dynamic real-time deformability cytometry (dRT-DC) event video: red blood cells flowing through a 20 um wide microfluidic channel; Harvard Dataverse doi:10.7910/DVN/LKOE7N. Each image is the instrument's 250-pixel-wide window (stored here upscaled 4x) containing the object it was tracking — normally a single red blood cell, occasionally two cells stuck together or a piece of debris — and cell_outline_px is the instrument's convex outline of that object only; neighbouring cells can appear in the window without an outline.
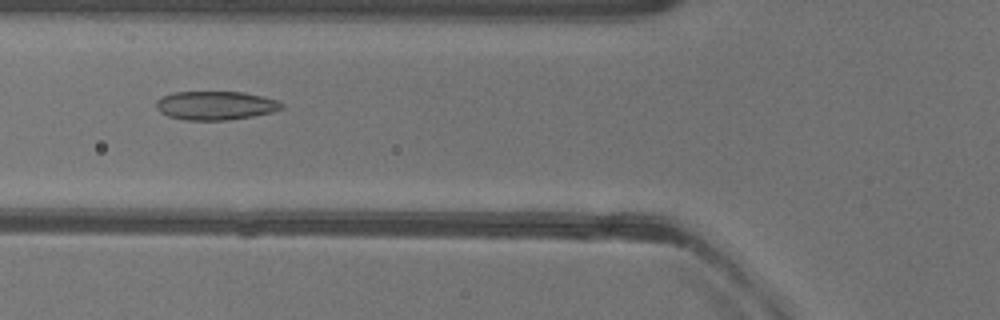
{"species": "common noctule bat (a hibernating species)", "species_latin": "Nyctalus noctula", "temperature_condition": "warm", "stored_images_in_passage": 38, "camera_frame_rate_fps": 3000, "um_per_image_px": 0.085, "animal": {"sex": "female"}, "frame": {"image": 1, "passage_image": 6, "time_ms": 1.667, "image_size_px": [1000, 320], "cell_outline_px": [[284, 108], [272, 112], [252, 116], [228, 120], [184, 120], [168, 116], [160, 112], [156, 108], [156, 100], [160, 96], [172, 92], [244, 92], [264, 96], [276, 100], [284, 104]], "centroid_in_image_um": [18.3, 8.96], "position_along_channel_um": 107.5, "area_um2": 21.21}}
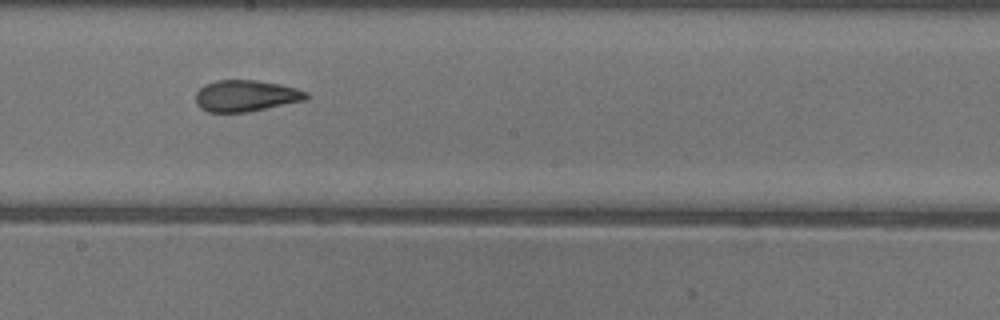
{"frame": {"image": 2, "passage_image": 15, "time_ms": 4.667, "image_size_px": [1000, 320], "cell_outline_px": [[308, 100], [248, 112], [208, 112], [200, 108], [196, 104], [196, 92], [204, 84], [216, 80], [256, 80], [280, 84], [296, 88], [308, 92]], "centroid_in_image_um": [20.91, 8.14], "position_along_channel_um": 227.3, "area_um2": 20.46}}
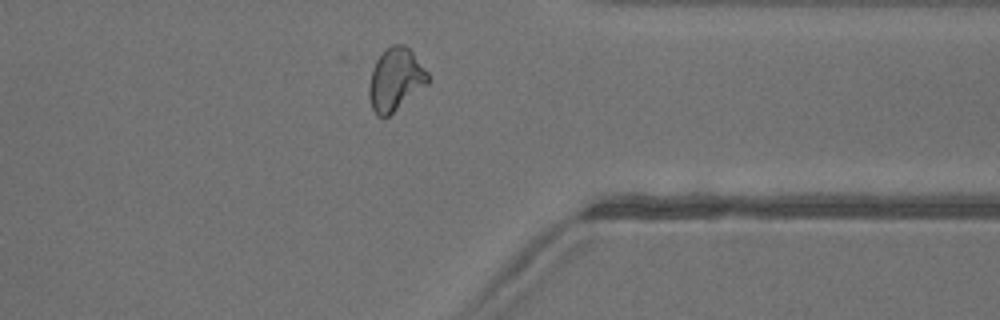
{"frame": {"image": 3, "passage_image": 27, "time_ms": 8.667, "image_size_px": [1000, 320], "cell_outline_px": [[428, 84], [388, 116], [376, 116], [372, 108], [368, 96], [368, 84], [372, 68], [376, 60], [392, 44], [404, 44], [412, 52], [428, 72]], "centroid_in_image_um": [33.6, 6.76], "position_along_channel_um": 377.8, "area_um2": 21.33}, "authors_computed_cell_mechanics": {"area_um2": 20.9814, "velocity_mm_per_s": 3.9813, "shape_relaxation_time_tau1_ms": 8.3391, "shape_relaxation_time_tau2_ms": 1.6012, "deformation_change_tau1": 0.1931, "deformation_change_tau2": 0.0756}}